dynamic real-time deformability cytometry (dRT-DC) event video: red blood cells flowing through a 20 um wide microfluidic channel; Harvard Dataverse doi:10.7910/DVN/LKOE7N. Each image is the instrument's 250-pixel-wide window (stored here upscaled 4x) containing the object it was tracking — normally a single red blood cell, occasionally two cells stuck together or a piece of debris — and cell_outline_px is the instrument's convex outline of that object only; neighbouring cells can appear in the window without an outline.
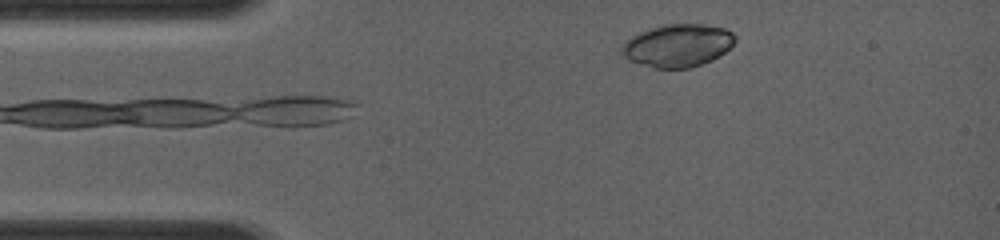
{"species": "common noctule bat (a hibernating species)", "species_latin": "Nyctalus noctula", "temperature_condition": "room temperature", "stored_images_in_passage": 12, "camera_frame_rate_fps": 4000, "um_per_image_px": 0.085, "animal": {"sex": "female", "body_mass_g": 19.0, "forearm_length_mm": 56.7}, "frame": {"image": 1, "passage_image": 2, "time_ms": 0.5, "image_size_px": [1000, 240], "cell_outline_px": [[736, 40], [724, 52], [712, 60], [688, 68], [652, 68], [628, 60], [620, 52], [620, 48], [632, 36], [640, 32], [664, 24], [704, 24], [724, 28], [732, 32], [736, 36]], "centroid_in_image_um": [57.6, 3.87], "position_along_channel_um": 27.4, "area_um2": 28.09}}
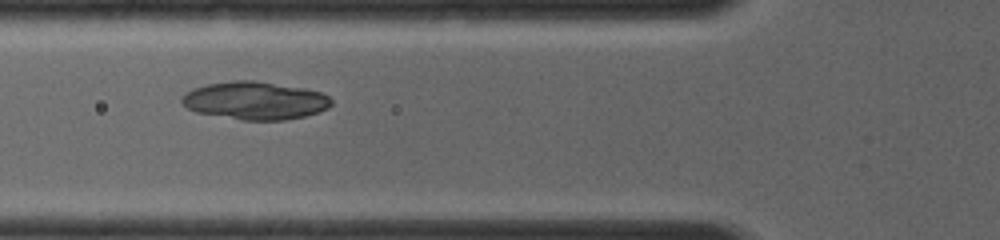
{"frame": {"image": 2, "passage_image": 11, "time_ms": 3.25, "image_size_px": [1000, 240], "cell_outline_px": [[332, 104], [328, 108], [320, 112], [304, 116], [284, 120], [244, 120], [196, 112], [188, 108], [180, 100], [192, 88], [208, 84], [232, 80], [252, 80], [304, 88], [320, 92], [328, 96], [332, 100]], "centroid_in_image_um": [21.7, 8.55], "position_along_channel_um": 104.1, "area_um2": 32.83}}
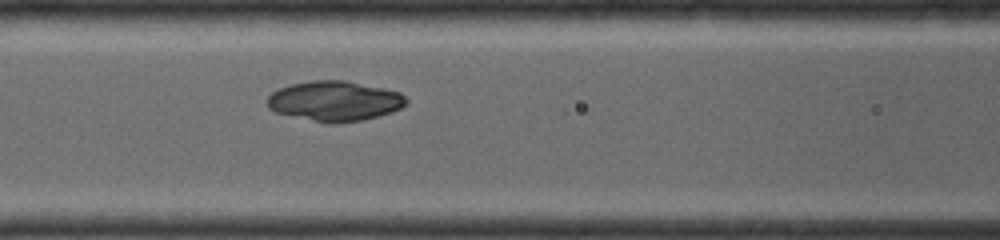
{"frame": {"image": 3, "passage_image": 12, "time_ms": 4.0, "image_size_px": [1000, 240], "cell_outline_px": [[408, 104], [392, 112], [364, 120], [332, 124], [276, 112], [268, 108], [264, 100], [272, 92], [280, 88], [292, 84], [308, 80], [344, 80], [384, 88], [400, 92], [408, 100]], "centroid_in_image_um": [28.45, 8.58], "position_along_channel_um": 138.1, "area_um2": 32.54}}